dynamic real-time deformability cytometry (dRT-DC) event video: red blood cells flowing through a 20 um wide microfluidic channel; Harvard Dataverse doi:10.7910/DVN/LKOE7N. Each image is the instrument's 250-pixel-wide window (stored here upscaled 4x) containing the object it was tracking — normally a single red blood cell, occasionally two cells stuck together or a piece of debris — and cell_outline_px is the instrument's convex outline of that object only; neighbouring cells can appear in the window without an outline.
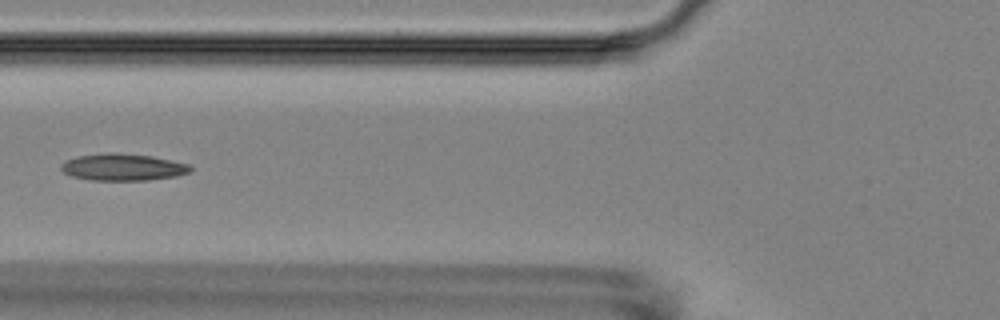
{"species": "Egyptian fruit bat (a non-hibernating species)", "species_latin": "Rousettus aegyptiacus", "temperature_condition": "room temperature", "stored_images_in_passage": 4, "camera_frame_rate_fps": 3000, "um_per_image_px": 0.085, "animal": {"sex": "female"}, "frame": {"image": 1, "passage_image": 4, "time_ms": 4.333, "image_size_px": [1000, 320], "cell_outline_px": [[192, 172], [176, 176], [148, 180], [92, 180], [72, 176], [64, 172], [60, 168], [60, 164], [68, 160], [80, 156], [108, 152], [112, 152], [152, 156], [188, 164], [192, 168]], "centroid_in_image_um": [10.47, 14.21], "position_along_channel_um": 115.3, "area_um2": 20.11}}